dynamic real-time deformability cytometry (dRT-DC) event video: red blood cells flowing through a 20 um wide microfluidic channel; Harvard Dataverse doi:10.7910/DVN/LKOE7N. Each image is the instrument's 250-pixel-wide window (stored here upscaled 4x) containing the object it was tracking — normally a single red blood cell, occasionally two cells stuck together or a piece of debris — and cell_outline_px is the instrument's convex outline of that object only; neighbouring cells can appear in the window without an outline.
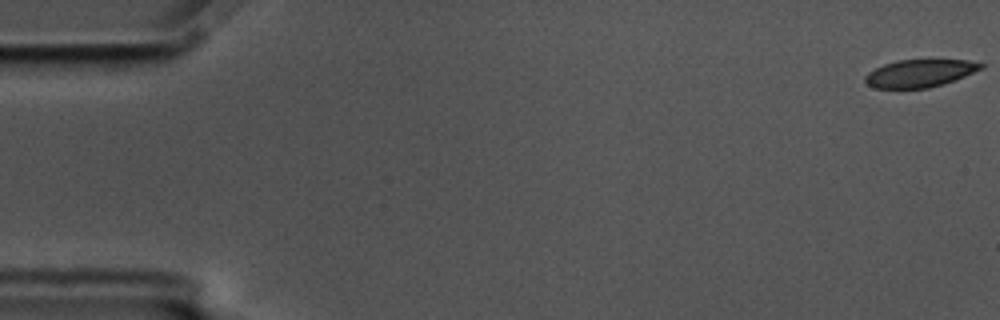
{"species": "common noctule bat (a hibernating species)", "species_latin": "Nyctalus noctula", "temperature_condition": "cold", "stored_images_in_passage": 6, "camera_frame_rate_fps": 3000, "um_per_image_px": 0.085, "animal": {"sex": "male", "body_mass_g": 17.5, "forearm_length_mm": 52.3}, "frame": {"image": 1, "passage_image": 1, "time_ms": 0.0, "image_size_px": [1000, 320], "cell_outline_px": [[984, 68], [956, 80], [944, 84], [928, 88], [876, 88], [868, 84], [864, 80], [864, 76], [868, 72], [884, 64], [896, 60], [968, 60], [984, 64]], "centroid_in_image_um": [78.2, 6.23], "position_along_channel_um": 6.8, "area_um2": 18.67}}